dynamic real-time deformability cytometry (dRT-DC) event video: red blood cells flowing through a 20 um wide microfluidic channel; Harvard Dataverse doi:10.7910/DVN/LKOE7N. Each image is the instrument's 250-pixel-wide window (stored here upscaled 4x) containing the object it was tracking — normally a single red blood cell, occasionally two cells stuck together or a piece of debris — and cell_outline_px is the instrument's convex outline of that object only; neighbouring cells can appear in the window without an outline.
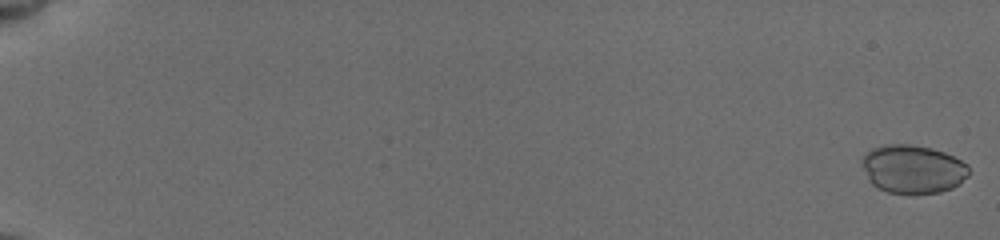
{"species": "common noctule bat (a hibernating species)", "species_latin": "Nyctalus noctula", "temperature_condition": "cold", "stored_images_in_passage": 45, "camera_frame_rate_fps": 3000, "um_per_image_px": 0.085, "animal": {"sex": "female", "body_mass_g": 19.5, "forearm_length_mm": 54.1}, "frame": {"image": 1, "passage_image": 1, "time_ms": 0.0, "image_size_px": [1000, 240], "cell_outline_px": [[968, 176], [960, 184], [952, 188], [940, 192], [888, 192], [876, 188], [868, 180], [860, 160], [864, 152], [872, 148], [884, 144], [908, 144], [932, 148], [944, 152], [968, 164]], "centroid_in_image_um": [77.56, 14.35], "position_along_channel_um": 7.4, "area_um2": 30.17}}
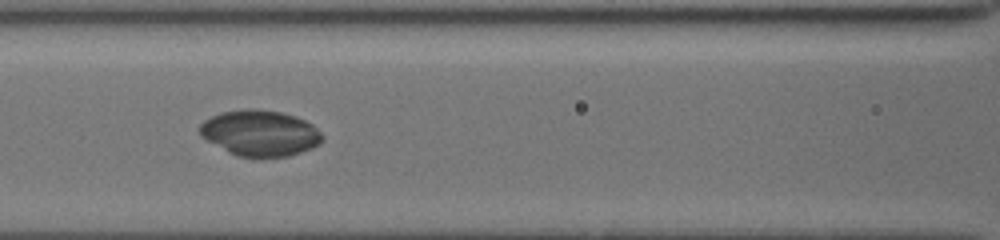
{"frame": {"image": 2, "passage_image": 23, "time_ms": 9.0, "image_size_px": [1000, 240], "cell_outline_px": [[324, 140], [320, 144], [312, 148], [288, 156], [260, 160], [236, 156], [228, 152], [200, 136], [200, 124], [204, 120], [220, 112], [244, 108], [256, 108], [284, 112], [296, 116], [312, 124], [324, 136]], "centroid_in_image_um": [22.11, 11.33], "position_along_channel_um": 144.5, "area_um2": 33.64}}
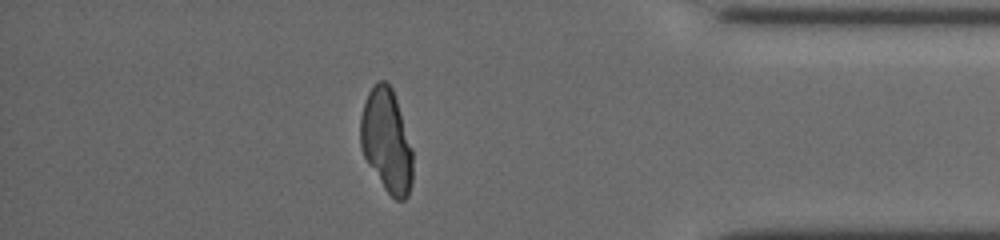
{"frame": {"image": 3, "passage_image": 39, "time_ms": 16.333, "image_size_px": [1000, 240], "cell_outline_px": [[412, 180], [408, 196], [404, 200], [396, 200], [384, 188], [368, 164], [360, 148], [360, 116], [368, 92], [376, 80], [384, 80], [392, 88], [412, 148]], "centroid_in_image_um": [32.84, 11.96], "position_along_channel_um": 402.4, "area_um2": 31.39}}